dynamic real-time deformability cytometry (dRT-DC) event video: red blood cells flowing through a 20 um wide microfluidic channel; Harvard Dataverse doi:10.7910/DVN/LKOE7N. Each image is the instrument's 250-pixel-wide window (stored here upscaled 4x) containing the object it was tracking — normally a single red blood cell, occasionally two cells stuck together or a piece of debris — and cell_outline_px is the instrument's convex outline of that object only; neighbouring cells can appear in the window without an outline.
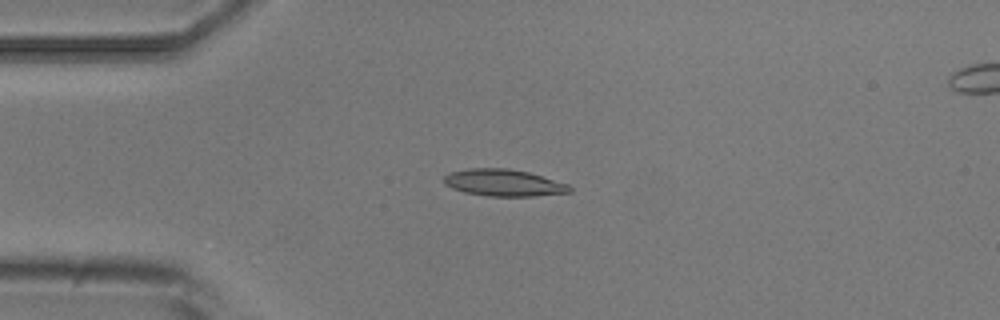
{"species": "common noctule bat (a hibernating species)", "species_latin": "Nyctalus noctula", "temperature_condition": "room temperature", "stored_images_in_passage": 8, "camera_frame_rate_fps": 3000, "um_per_image_px": 0.085, "animal": {"sex": "male", "body_mass_g": 20.5, "forearm_length_mm": 52.5}, "frame": {"image": 1, "passage_image": 4, "time_ms": 3.667, "image_size_px": [1000, 320], "cell_outline_px": [[572, 192], [532, 196], [488, 196], [464, 192], [452, 188], [444, 184], [444, 176], [448, 172], [468, 168], [508, 168], [528, 172], [568, 184], [572, 188]], "centroid_in_image_um": [42.78, 15.53], "position_along_channel_um": 42.2, "area_um2": 19.71}}
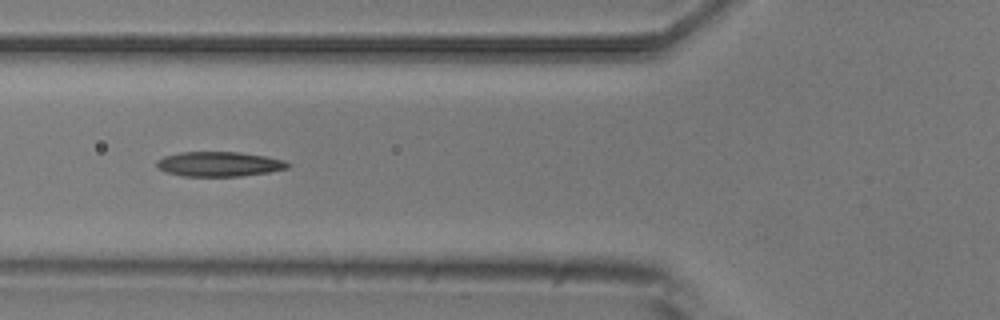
{"frame": {"image": 2, "passage_image": 6, "time_ms": 6.0, "image_size_px": [1000, 320], "cell_outline_px": [[292, 164], [288, 168], [268, 172], [240, 176], [180, 176], [164, 172], [156, 168], [156, 160], [164, 156], [180, 152], [240, 152], [264, 156], [284, 160]], "centroid_in_image_um": [18.58, 13.95], "position_along_channel_um": 107.2, "area_um2": 19.07}}
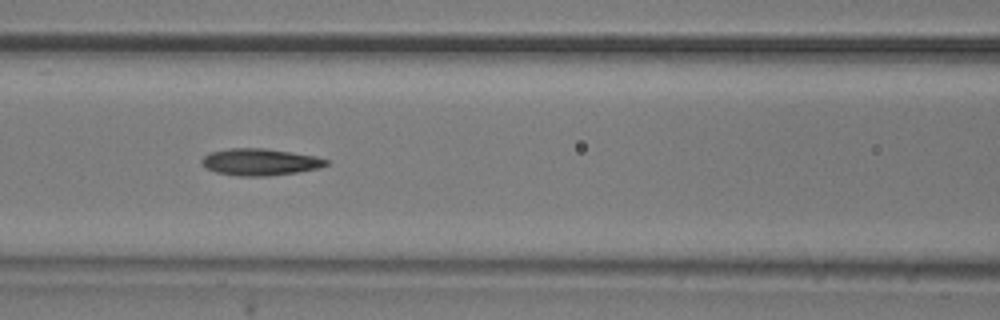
{"frame": {"image": 3, "passage_image": 7, "time_ms": 7.0, "image_size_px": [1000, 320], "cell_outline_px": [[328, 164], [320, 168], [296, 172], [268, 176], [240, 176], [216, 172], [208, 168], [200, 160], [208, 152], [228, 148], [264, 148], [316, 156], [328, 160]], "centroid_in_image_um": [22.1, 13.76], "position_along_channel_um": 144.5, "area_um2": 19.36}}